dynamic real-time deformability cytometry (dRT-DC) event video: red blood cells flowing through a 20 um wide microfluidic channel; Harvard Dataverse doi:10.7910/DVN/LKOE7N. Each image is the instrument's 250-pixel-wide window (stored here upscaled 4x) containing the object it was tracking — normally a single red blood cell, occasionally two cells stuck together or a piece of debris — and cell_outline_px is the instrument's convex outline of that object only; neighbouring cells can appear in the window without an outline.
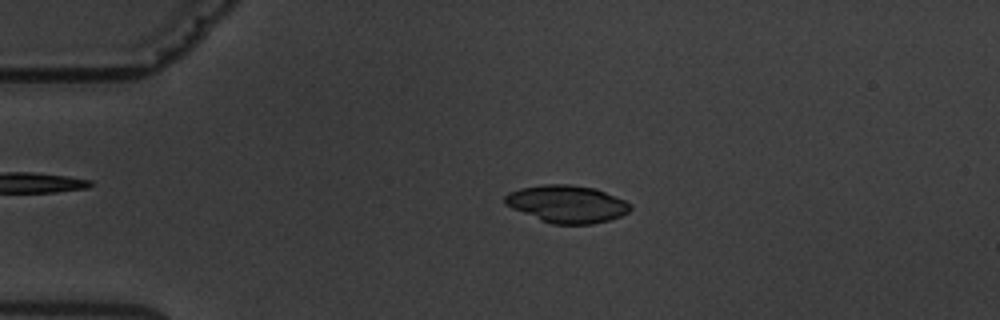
{"species": "common noctule bat (a hibernating species)", "species_latin": "Nyctalus noctula", "temperature_condition": "warm", "stored_images_in_passage": 4, "camera_frame_rate_fps": 3000, "um_per_image_px": 0.085, "animal": {"sex": "male", "body_mass_g": 19.5, "forearm_length_mm": 54.6}, "frame": {"image": 1, "passage_image": 2, "time_ms": 1.333, "image_size_px": [1000, 320], "cell_outline_px": [[632, 208], [628, 212], [620, 216], [608, 220], [592, 224], [552, 224], [540, 220], [512, 208], [504, 204], [504, 196], [508, 192], [520, 188], [544, 184], [572, 184], [596, 188], [624, 200], [632, 204]], "centroid_in_image_um": [48.18, 17.33], "position_along_channel_um": 36.8, "area_um2": 27.46}}
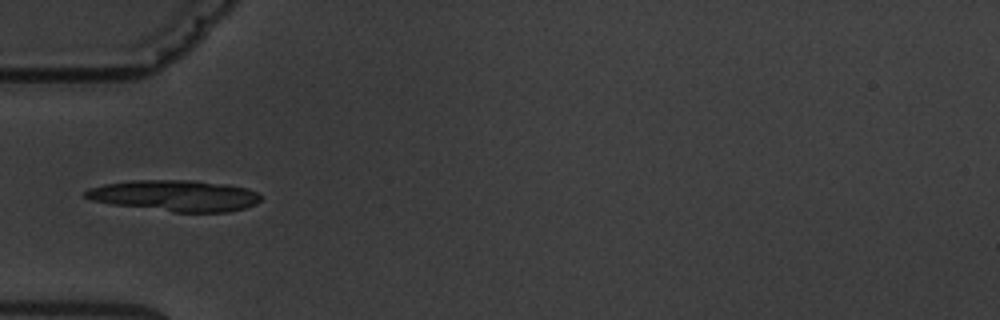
{"frame": {"image": 2, "passage_image": 4, "time_ms": 3.333, "image_size_px": [1000, 320], "cell_outline_px": [[264, 196], [256, 204], [244, 208], [228, 212], [172, 212], [112, 204], [92, 200], [84, 196], [84, 192], [88, 188], [104, 184], [132, 180], [196, 180], [224, 184], [248, 188]], "centroid_in_image_um": [14.9, 16.63], "position_along_channel_um": 70.1, "area_um2": 31.96}}